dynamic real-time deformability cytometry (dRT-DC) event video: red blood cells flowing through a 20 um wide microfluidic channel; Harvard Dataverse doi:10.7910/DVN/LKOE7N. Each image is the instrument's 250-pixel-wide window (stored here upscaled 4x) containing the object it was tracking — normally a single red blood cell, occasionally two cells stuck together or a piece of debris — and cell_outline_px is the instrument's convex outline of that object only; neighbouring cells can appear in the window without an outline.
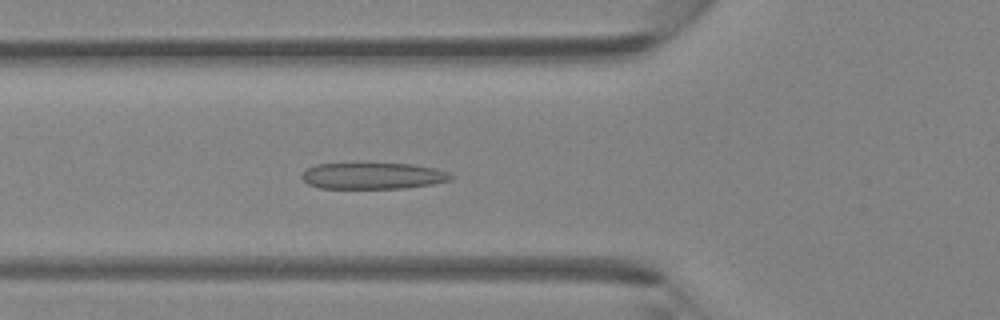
{"species": "Egyptian fruit bat (a non-hibernating species)", "species_latin": "Rousettus aegyptiacus", "temperature_condition": "room temperature", "stored_images_in_passage": 40, "camera_frame_rate_fps": 3000, "um_per_image_px": 0.085, "animal": {"sex": "female"}, "frame": {"image": 1, "passage_image": 11, "time_ms": 3.333, "image_size_px": [1000, 320], "cell_outline_px": [[452, 180], [432, 184], [404, 188], [320, 188], [308, 184], [300, 176], [308, 168], [316, 164], [412, 164], [436, 168], [448, 172], [452, 176]], "centroid_in_image_um": [31.72, 14.95], "position_along_channel_um": 94.1, "area_um2": 22.72}}
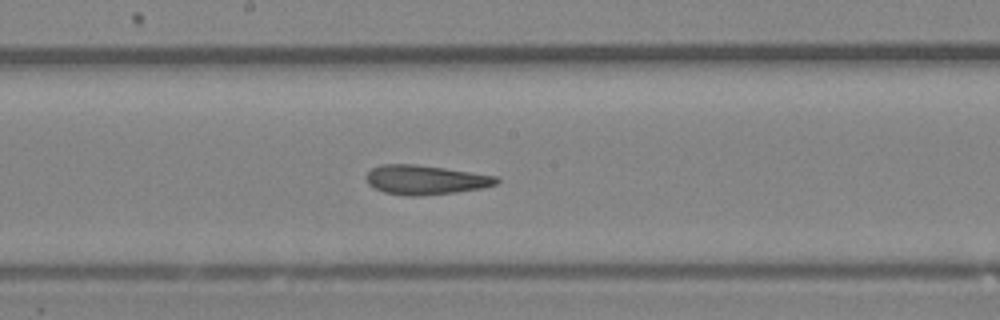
{"frame": {"image": 2, "passage_image": 19, "time_ms": 6.0, "image_size_px": [1000, 320], "cell_outline_px": [[500, 180], [496, 184], [480, 188], [456, 192], [420, 196], [408, 196], [384, 192], [368, 184], [364, 176], [372, 168], [380, 164], [416, 164], [444, 168], [496, 176]], "centroid_in_image_um": [36.11, 15.28], "position_along_channel_um": 212.1, "area_um2": 22.2}}
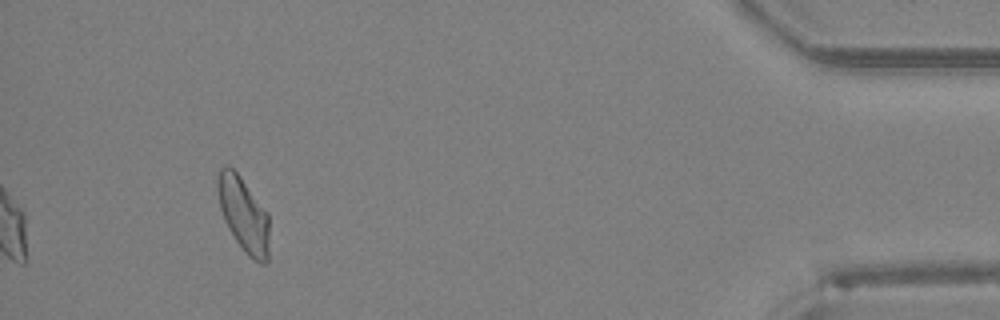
{"frame": {"image": 3, "passage_image": 37, "time_ms": 12.0, "image_size_px": [1000, 320], "cell_outline_px": [[268, 264], [260, 264], [252, 260], [244, 252], [228, 228], [224, 220], [220, 208], [216, 188], [216, 176], [220, 168], [224, 164], [228, 164], [240, 176], [268, 212]], "centroid_in_image_um": [20.68, 18.22], "position_along_channel_um": 414.5, "area_um2": 22.83}}